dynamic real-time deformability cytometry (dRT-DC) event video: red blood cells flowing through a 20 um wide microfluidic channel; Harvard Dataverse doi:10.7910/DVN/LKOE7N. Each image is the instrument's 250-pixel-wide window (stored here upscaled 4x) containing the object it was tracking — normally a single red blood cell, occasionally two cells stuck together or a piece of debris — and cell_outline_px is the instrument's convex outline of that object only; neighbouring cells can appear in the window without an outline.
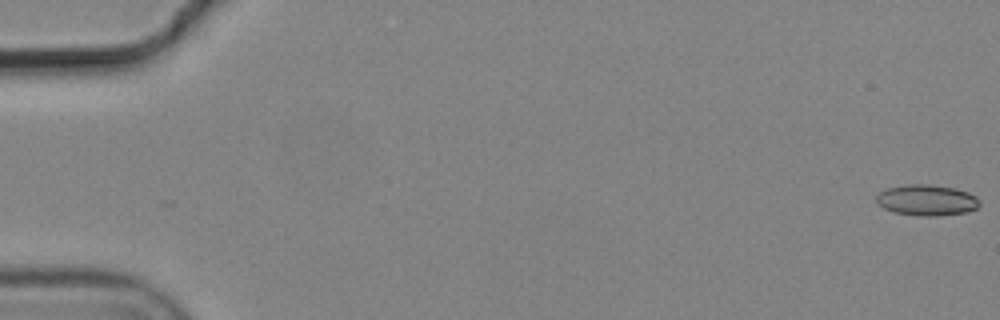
{"species": "common noctule bat (a hibernating species)", "species_latin": "Nyctalus noctula", "temperature_condition": "cold", "stored_images_in_passage": 8, "camera_frame_rate_fps": 3000, "um_per_image_px": 0.085, "animal": {"sex": "male", "body_mass_g": 19.2, "forearm_length_mm": 51.8}, "frame": {"image": 1, "passage_image": 1, "time_ms": 0.0, "image_size_px": [1000, 320], "cell_outline_px": [[980, 204], [976, 208], [968, 212], [940, 216], [920, 216], [896, 212], [884, 208], [876, 200], [876, 196], [880, 192], [888, 188], [904, 184], [928, 184], [952, 188], [968, 192], [976, 196], [980, 200]], "centroid_in_image_um": [78.8, 17.01], "position_along_channel_um": 6.2, "area_um2": 18.55}}
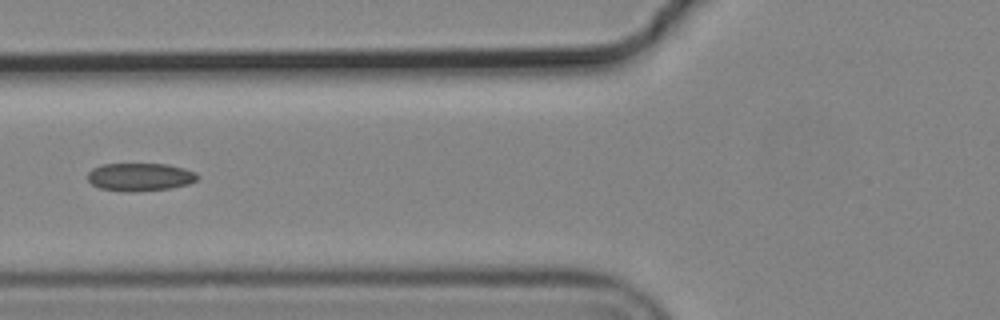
{"frame": {"image": 2, "passage_image": 7, "time_ms": 2.0, "image_size_px": [1000, 320], "cell_outline_px": [[200, 176], [196, 180], [188, 184], [172, 188], [128, 192], [100, 188], [92, 184], [88, 180], [88, 172], [92, 168], [100, 164], [168, 164], [184, 168], [196, 172]], "centroid_in_image_um": [11.91, 15.03], "position_along_channel_um": 113.9, "area_um2": 17.98}}
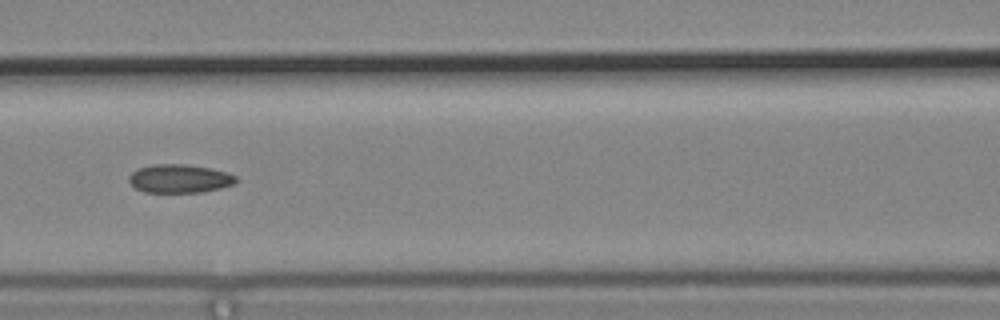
{"frame": {"image": 3, "passage_image": 8, "time_ms": 2.333, "image_size_px": [1000, 320], "cell_outline_px": [[236, 180], [232, 184], [220, 188], [200, 192], [144, 192], [136, 188], [128, 180], [128, 176], [132, 172], [140, 168], [152, 164], [184, 164], [212, 168], [228, 172], [236, 176]], "centroid_in_image_um": [15.25, 15.17], "position_along_channel_um": 151.3, "area_um2": 17.69}}